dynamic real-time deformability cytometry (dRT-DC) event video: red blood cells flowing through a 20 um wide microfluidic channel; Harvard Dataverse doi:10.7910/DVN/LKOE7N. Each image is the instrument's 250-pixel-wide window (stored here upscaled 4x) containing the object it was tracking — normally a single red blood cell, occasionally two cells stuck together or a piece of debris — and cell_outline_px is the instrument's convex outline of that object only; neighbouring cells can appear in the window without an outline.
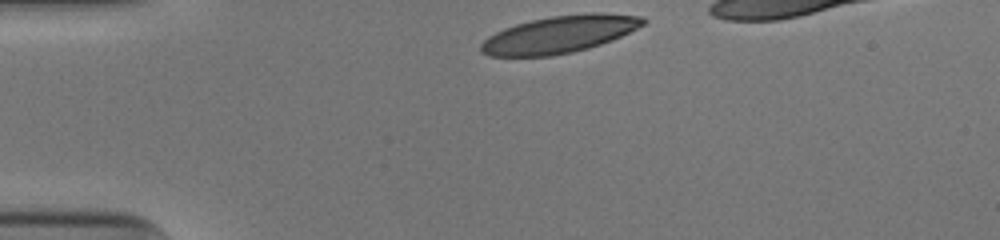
{"species": "human", "species_latin": "Homo sapiens", "temperature_condition": "cold", "stored_images_in_passage": 31, "camera_frame_rate_fps": 3000, "um_per_image_px": 0.085, "donor": {"sex": "male"}, "frame": {"image": 1, "passage_image": 1, "time_ms": 0.0, "image_size_px": [1000, 240], "cell_outline_px": [[648, 20], [644, 24], [612, 40], [588, 48], [572, 52], [552, 56], [488, 56], [480, 52], [480, 44], [488, 36], [504, 28], [516, 24], [532, 20], [552, 16], [592, 12], [604, 12], [644, 16]], "centroid_in_image_um": [47.56, 2.91], "position_along_channel_um": 37.4, "area_um2": 35.2}}
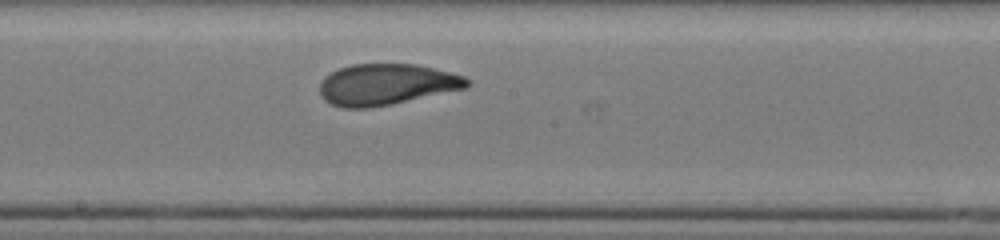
{"frame": {"image": 2, "passage_image": 18, "time_ms": 5.667, "image_size_px": [1000, 240], "cell_outline_px": [[472, 84], [464, 88], [392, 104], [368, 108], [344, 108], [332, 104], [324, 100], [320, 96], [320, 80], [324, 76], [340, 68], [352, 64], [416, 64], [464, 76], [472, 80]], "centroid_in_image_um": [32.82, 7.18], "position_along_channel_um": 215.4, "area_um2": 35.26}}
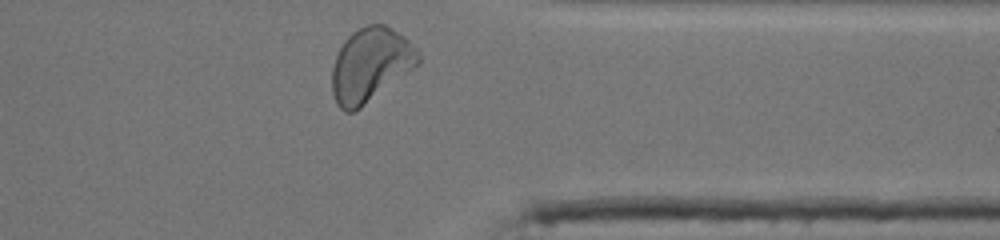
{"frame": {"image": 3, "passage_image": 31, "time_ms": 10.0, "image_size_px": [1000, 240], "cell_outline_px": [[420, 64], [360, 108], [352, 112], [344, 112], [336, 104], [332, 92], [332, 68], [336, 56], [344, 40], [352, 32], [368, 24], [384, 24], [392, 28], [404, 36], [420, 48]], "centroid_in_image_um": [31.52, 5.5], "position_along_channel_um": 379.9, "area_um2": 37.4}, "authors_computed_cell_mechanics": {"area_um2": 35.258, "velocity_mm_per_s": 3.9132, "shape_relaxation_time_tau1_ms": 3.513, "shape_relaxation_time_tau2_ms": 0.9267, "deformation_change_tau1": 0.1888, "deformation_change_tau2": 0.0708}}